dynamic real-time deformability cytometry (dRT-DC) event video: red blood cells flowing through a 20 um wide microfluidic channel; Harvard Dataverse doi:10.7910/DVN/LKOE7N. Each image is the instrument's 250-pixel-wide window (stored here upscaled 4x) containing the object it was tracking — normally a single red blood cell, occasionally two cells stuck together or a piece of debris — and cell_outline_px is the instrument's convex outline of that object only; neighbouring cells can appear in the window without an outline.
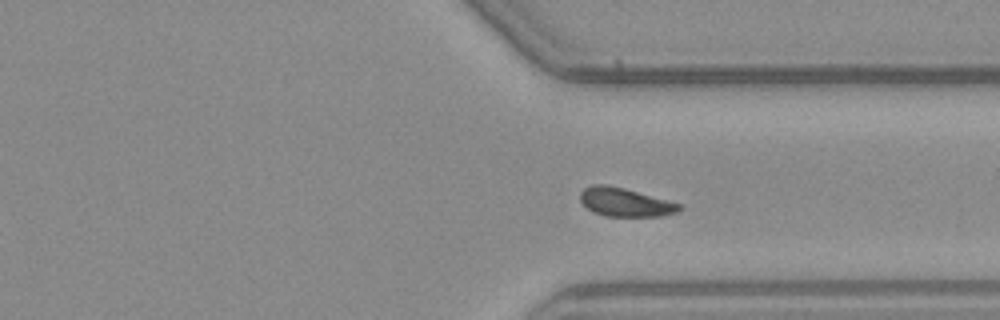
{"species": "common noctule bat (a hibernating species)", "species_latin": "Nyctalus noctula", "temperature_condition": "warm", "stored_images_in_passage": 35, "camera_frame_rate_fps": 3000, "um_per_image_px": 0.085, "animal": {"sex": "male", "body_mass_g": 23.1, "forearm_length_mm": 52.7}, "frame": {"image": 1, "passage_image": 20, "time_ms": 6.333, "image_size_px": [1000, 320], "cell_outline_px": [[684, 208], [676, 212], [660, 216], [604, 216], [588, 208], [580, 200], [580, 192], [584, 188], [592, 184], [608, 184], [624, 188], [668, 200], [680, 204]], "centroid_in_image_um": [53.13, 17.17], "position_along_channel_um": 358.3, "area_um2": 16.42}, "authors_computed_cell_mechanics": {"area_um2": 16.5886, "velocity_mm_per_s": 3.8952, "shape_relaxation_time_tau1_ms": 9.9484, "shape_relaxation_time_tau2_ms": 1.1704, "deformation_change_tau1": 0.2078, "deformation_change_tau2": 0.0699}}